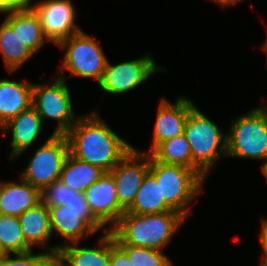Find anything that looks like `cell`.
Segmentation results:
<instances>
[{
    "label": "cell",
    "mask_w": 267,
    "mask_h": 266,
    "mask_svg": "<svg viewBox=\"0 0 267 266\" xmlns=\"http://www.w3.org/2000/svg\"><path fill=\"white\" fill-rule=\"evenodd\" d=\"M148 154L156 161L181 165L194 170L190 144L184 134L163 141Z\"/></svg>",
    "instance_id": "24"
},
{
    "label": "cell",
    "mask_w": 267,
    "mask_h": 266,
    "mask_svg": "<svg viewBox=\"0 0 267 266\" xmlns=\"http://www.w3.org/2000/svg\"><path fill=\"white\" fill-rule=\"evenodd\" d=\"M59 246L47 247V253L34 254L33 251L14 254L17 257L12 258L10 254L0 257V266H56V255Z\"/></svg>",
    "instance_id": "26"
},
{
    "label": "cell",
    "mask_w": 267,
    "mask_h": 266,
    "mask_svg": "<svg viewBox=\"0 0 267 266\" xmlns=\"http://www.w3.org/2000/svg\"><path fill=\"white\" fill-rule=\"evenodd\" d=\"M18 220L26 243L31 248L35 245L46 247V242L50 241L52 237L50 214L46 204L41 201L23 212Z\"/></svg>",
    "instance_id": "20"
},
{
    "label": "cell",
    "mask_w": 267,
    "mask_h": 266,
    "mask_svg": "<svg viewBox=\"0 0 267 266\" xmlns=\"http://www.w3.org/2000/svg\"><path fill=\"white\" fill-rule=\"evenodd\" d=\"M183 134L190 144L194 170L205 180L219 156L226 157L227 136L195 105L188 113Z\"/></svg>",
    "instance_id": "3"
},
{
    "label": "cell",
    "mask_w": 267,
    "mask_h": 266,
    "mask_svg": "<svg viewBox=\"0 0 267 266\" xmlns=\"http://www.w3.org/2000/svg\"><path fill=\"white\" fill-rule=\"evenodd\" d=\"M3 13L7 14L4 21L34 54L44 45L45 40L48 41L43 33L40 17L31 5Z\"/></svg>",
    "instance_id": "17"
},
{
    "label": "cell",
    "mask_w": 267,
    "mask_h": 266,
    "mask_svg": "<svg viewBox=\"0 0 267 266\" xmlns=\"http://www.w3.org/2000/svg\"><path fill=\"white\" fill-rule=\"evenodd\" d=\"M6 253L4 252L1 244H0V257L4 256Z\"/></svg>",
    "instance_id": "35"
},
{
    "label": "cell",
    "mask_w": 267,
    "mask_h": 266,
    "mask_svg": "<svg viewBox=\"0 0 267 266\" xmlns=\"http://www.w3.org/2000/svg\"><path fill=\"white\" fill-rule=\"evenodd\" d=\"M150 172V155L135 147L110 171L119 205L126 211L133 203L144 178Z\"/></svg>",
    "instance_id": "10"
},
{
    "label": "cell",
    "mask_w": 267,
    "mask_h": 266,
    "mask_svg": "<svg viewBox=\"0 0 267 266\" xmlns=\"http://www.w3.org/2000/svg\"><path fill=\"white\" fill-rule=\"evenodd\" d=\"M40 202L41 191L29 182H0V214L19 217Z\"/></svg>",
    "instance_id": "18"
},
{
    "label": "cell",
    "mask_w": 267,
    "mask_h": 266,
    "mask_svg": "<svg viewBox=\"0 0 267 266\" xmlns=\"http://www.w3.org/2000/svg\"><path fill=\"white\" fill-rule=\"evenodd\" d=\"M0 244L6 254L33 250L27 243L17 216L0 214Z\"/></svg>",
    "instance_id": "25"
},
{
    "label": "cell",
    "mask_w": 267,
    "mask_h": 266,
    "mask_svg": "<svg viewBox=\"0 0 267 266\" xmlns=\"http://www.w3.org/2000/svg\"><path fill=\"white\" fill-rule=\"evenodd\" d=\"M78 194L79 192L56 180L41 191V201L47 206H62Z\"/></svg>",
    "instance_id": "28"
},
{
    "label": "cell",
    "mask_w": 267,
    "mask_h": 266,
    "mask_svg": "<svg viewBox=\"0 0 267 266\" xmlns=\"http://www.w3.org/2000/svg\"><path fill=\"white\" fill-rule=\"evenodd\" d=\"M31 6L40 17L45 37L55 45L82 30L75 23L76 11L71 0H42Z\"/></svg>",
    "instance_id": "11"
},
{
    "label": "cell",
    "mask_w": 267,
    "mask_h": 266,
    "mask_svg": "<svg viewBox=\"0 0 267 266\" xmlns=\"http://www.w3.org/2000/svg\"><path fill=\"white\" fill-rule=\"evenodd\" d=\"M99 44L83 30L61 40L57 46L66 53L60 72L70 71L73 76L93 78L99 83L108 61Z\"/></svg>",
    "instance_id": "6"
},
{
    "label": "cell",
    "mask_w": 267,
    "mask_h": 266,
    "mask_svg": "<svg viewBox=\"0 0 267 266\" xmlns=\"http://www.w3.org/2000/svg\"><path fill=\"white\" fill-rule=\"evenodd\" d=\"M64 206L73 211H90L83 193H79L76 197L68 200Z\"/></svg>",
    "instance_id": "30"
},
{
    "label": "cell",
    "mask_w": 267,
    "mask_h": 266,
    "mask_svg": "<svg viewBox=\"0 0 267 266\" xmlns=\"http://www.w3.org/2000/svg\"><path fill=\"white\" fill-rule=\"evenodd\" d=\"M129 257L133 266H172L171 259L163 251L132 245H119Z\"/></svg>",
    "instance_id": "27"
},
{
    "label": "cell",
    "mask_w": 267,
    "mask_h": 266,
    "mask_svg": "<svg viewBox=\"0 0 267 266\" xmlns=\"http://www.w3.org/2000/svg\"><path fill=\"white\" fill-rule=\"evenodd\" d=\"M0 53L10 73L35 55L5 21L0 25Z\"/></svg>",
    "instance_id": "23"
},
{
    "label": "cell",
    "mask_w": 267,
    "mask_h": 266,
    "mask_svg": "<svg viewBox=\"0 0 267 266\" xmlns=\"http://www.w3.org/2000/svg\"><path fill=\"white\" fill-rule=\"evenodd\" d=\"M70 154L66 135L51 134L28 162L21 179L42 191L60 179L64 163Z\"/></svg>",
    "instance_id": "8"
},
{
    "label": "cell",
    "mask_w": 267,
    "mask_h": 266,
    "mask_svg": "<svg viewBox=\"0 0 267 266\" xmlns=\"http://www.w3.org/2000/svg\"><path fill=\"white\" fill-rule=\"evenodd\" d=\"M214 2H217L219 5L224 6H232L236 5L238 2H241L243 0H213Z\"/></svg>",
    "instance_id": "33"
},
{
    "label": "cell",
    "mask_w": 267,
    "mask_h": 266,
    "mask_svg": "<svg viewBox=\"0 0 267 266\" xmlns=\"http://www.w3.org/2000/svg\"><path fill=\"white\" fill-rule=\"evenodd\" d=\"M160 185L161 199L186 219L191 215L189 204L201 193L204 179L193 169L165 164L150 156V172Z\"/></svg>",
    "instance_id": "4"
},
{
    "label": "cell",
    "mask_w": 267,
    "mask_h": 266,
    "mask_svg": "<svg viewBox=\"0 0 267 266\" xmlns=\"http://www.w3.org/2000/svg\"><path fill=\"white\" fill-rule=\"evenodd\" d=\"M103 231L106 233L100 238L98 248L78 247L79 242L70 246L64 240L56 255V266H111L110 230Z\"/></svg>",
    "instance_id": "15"
},
{
    "label": "cell",
    "mask_w": 267,
    "mask_h": 266,
    "mask_svg": "<svg viewBox=\"0 0 267 266\" xmlns=\"http://www.w3.org/2000/svg\"><path fill=\"white\" fill-rule=\"evenodd\" d=\"M104 170L98 166L75 158L71 153L65 160L60 174V181L69 188L83 193L90 185L96 182Z\"/></svg>",
    "instance_id": "21"
},
{
    "label": "cell",
    "mask_w": 267,
    "mask_h": 266,
    "mask_svg": "<svg viewBox=\"0 0 267 266\" xmlns=\"http://www.w3.org/2000/svg\"><path fill=\"white\" fill-rule=\"evenodd\" d=\"M110 264L111 266H133L127 253L115 242L110 231Z\"/></svg>",
    "instance_id": "29"
},
{
    "label": "cell",
    "mask_w": 267,
    "mask_h": 266,
    "mask_svg": "<svg viewBox=\"0 0 267 266\" xmlns=\"http://www.w3.org/2000/svg\"><path fill=\"white\" fill-rule=\"evenodd\" d=\"M93 216L105 227L114 226L125 210L119 205L115 180L110 172L104 174L84 192Z\"/></svg>",
    "instance_id": "13"
},
{
    "label": "cell",
    "mask_w": 267,
    "mask_h": 266,
    "mask_svg": "<svg viewBox=\"0 0 267 266\" xmlns=\"http://www.w3.org/2000/svg\"><path fill=\"white\" fill-rule=\"evenodd\" d=\"M184 221L186 218L176 211L145 215L123 213L109 230L118 245L163 251Z\"/></svg>",
    "instance_id": "2"
},
{
    "label": "cell",
    "mask_w": 267,
    "mask_h": 266,
    "mask_svg": "<svg viewBox=\"0 0 267 266\" xmlns=\"http://www.w3.org/2000/svg\"><path fill=\"white\" fill-rule=\"evenodd\" d=\"M42 119L37 111L31 106L29 109L20 112L17 116L11 118L0 129L6 134V131L12 130V142L10 158L20 157L23 152L30 147L42 130Z\"/></svg>",
    "instance_id": "16"
},
{
    "label": "cell",
    "mask_w": 267,
    "mask_h": 266,
    "mask_svg": "<svg viewBox=\"0 0 267 266\" xmlns=\"http://www.w3.org/2000/svg\"><path fill=\"white\" fill-rule=\"evenodd\" d=\"M32 85L16 80H0V128L32 106Z\"/></svg>",
    "instance_id": "19"
},
{
    "label": "cell",
    "mask_w": 267,
    "mask_h": 266,
    "mask_svg": "<svg viewBox=\"0 0 267 266\" xmlns=\"http://www.w3.org/2000/svg\"><path fill=\"white\" fill-rule=\"evenodd\" d=\"M262 173L267 179V162L262 165Z\"/></svg>",
    "instance_id": "34"
},
{
    "label": "cell",
    "mask_w": 267,
    "mask_h": 266,
    "mask_svg": "<svg viewBox=\"0 0 267 266\" xmlns=\"http://www.w3.org/2000/svg\"><path fill=\"white\" fill-rule=\"evenodd\" d=\"M226 157L259 159L267 162V108L260 105L232 120L226 134Z\"/></svg>",
    "instance_id": "5"
},
{
    "label": "cell",
    "mask_w": 267,
    "mask_h": 266,
    "mask_svg": "<svg viewBox=\"0 0 267 266\" xmlns=\"http://www.w3.org/2000/svg\"><path fill=\"white\" fill-rule=\"evenodd\" d=\"M266 38H267V36H266ZM266 43H264V50H265V52H266V54H267V39H266V41H265Z\"/></svg>",
    "instance_id": "36"
},
{
    "label": "cell",
    "mask_w": 267,
    "mask_h": 266,
    "mask_svg": "<svg viewBox=\"0 0 267 266\" xmlns=\"http://www.w3.org/2000/svg\"><path fill=\"white\" fill-rule=\"evenodd\" d=\"M50 214L52 232H57L70 243H77L103 229L104 226L93 216L91 211H73L66 206H47Z\"/></svg>",
    "instance_id": "12"
},
{
    "label": "cell",
    "mask_w": 267,
    "mask_h": 266,
    "mask_svg": "<svg viewBox=\"0 0 267 266\" xmlns=\"http://www.w3.org/2000/svg\"><path fill=\"white\" fill-rule=\"evenodd\" d=\"M66 137L70 153L110 172L134 147L121 139L97 112L78 118Z\"/></svg>",
    "instance_id": "1"
},
{
    "label": "cell",
    "mask_w": 267,
    "mask_h": 266,
    "mask_svg": "<svg viewBox=\"0 0 267 266\" xmlns=\"http://www.w3.org/2000/svg\"><path fill=\"white\" fill-rule=\"evenodd\" d=\"M193 106V101L184 96L179 97L174 105L165 98L161 99L154 125L153 142L149 152L163 141L184 133L185 122Z\"/></svg>",
    "instance_id": "14"
},
{
    "label": "cell",
    "mask_w": 267,
    "mask_h": 266,
    "mask_svg": "<svg viewBox=\"0 0 267 266\" xmlns=\"http://www.w3.org/2000/svg\"><path fill=\"white\" fill-rule=\"evenodd\" d=\"M32 0H0V13L31 5Z\"/></svg>",
    "instance_id": "31"
},
{
    "label": "cell",
    "mask_w": 267,
    "mask_h": 266,
    "mask_svg": "<svg viewBox=\"0 0 267 266\" xmlns=\"http://www.w3.org/2000/svg\"><path fill=\"white\" fill-rule=\"evenodd\" d=\"M64 73L57 74L52 84L32 85V107L42 119H55L58 125L53 132L66 135L79 117L73 113L70 93L66 85Z\"/></svg>",
    "instance_id": "7"
},
{
    "label": "cell",
    "mask_w": 267,
    "mask_h": 266,
    "mask_svg": "<svg viewBox=\"0 0 267 266\" xmlns=\"http://www.w3.org/2000/svg\"><path fill=\"white\" fill-rule=\"evenodd\" d=\"M259 235H260L259 236L260 244L265 254L261 261V265L267 266V219L266 218L265 219L263 218L262 229Z\"/></svg>",
    "instance_id": "32"
},
{
    "label": "cell",
    "mask_w": 267,
    "mask_h": 266,
    "mask_svg": "<svg viewBox=\"0 0 267 266\" xmlns=\"http://www.w3.org/2000/svg\"><path fill=\"white\" fill-rule=\"evenodd\" d=\"M161 69L148 54L136 60L125 61L116 65L107 61L98 85L101 90L110 94H125L140 86Z\"/></svg>",
    "instance_id": "9"
},
{
    "label": "cell",
    "mask_w": 267,
    "mask_h": 266,
    "mask_svg": "<svg viewBox=\"0 0 267 266\" xmlns=\"http://www.w3.org/2000/svg\"><path fill=\"white\" fill-rule=\"evenodd\" d=\"M165 211H173L161 199L160 185L157 184L155 178L148 173L138 190L132 205L124 213L133 214H157Z\"/></svg>",
    "instance_id": "22"
}]
</instances>
